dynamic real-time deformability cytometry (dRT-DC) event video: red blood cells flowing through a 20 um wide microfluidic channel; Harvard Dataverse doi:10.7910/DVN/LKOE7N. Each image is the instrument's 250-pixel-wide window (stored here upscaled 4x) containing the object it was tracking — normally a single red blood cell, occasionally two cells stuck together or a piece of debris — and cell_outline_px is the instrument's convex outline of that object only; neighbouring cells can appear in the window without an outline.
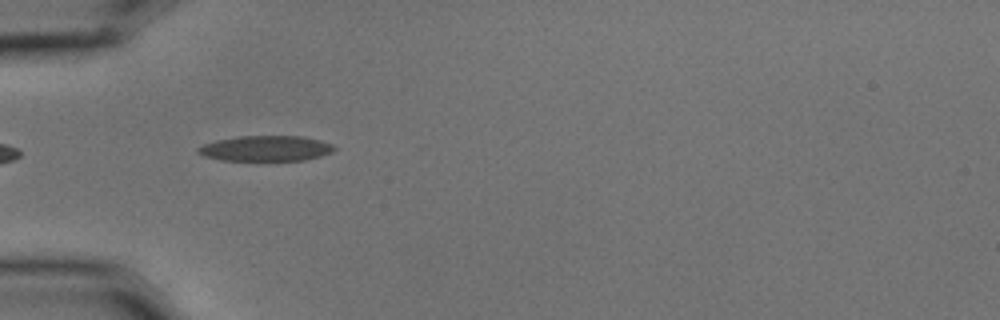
{"species": "common noctule bat (a hibernating species)", "species_latin": "Nyctalus noctula", "temperature_condition": "cold", "stored_images_in_passage": 7, "camera_frame_rate_fps": 3000, "um_per_image_px": 0.085, "animal": {"sex": "male", "body_mass_g": 15.6}, "frame": {"image": 1, "passage_image": 6, "time_ms": 1.667, "image_size_px": [1000, 320], "cell_outline_px": [[336, 148], [332, 152], [320, 156], [304, 160], [220, 160], [204, 156], [196, 152], [196, 148], [204, 144], [216, 140], [240, 136], [304, 136], [320, 140], [332, 144]], "centroid_in_image_um": [22.58, 12.61], "position_along_channel_um": 62.4, "area_um2": 20.17}}